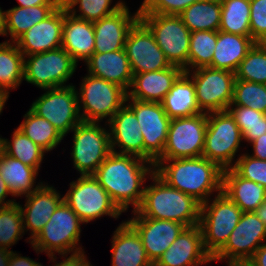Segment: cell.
<instances>
[{"instance_id": "cell-4", "label": "cell", "mask_w": 266, "mask_h": 266, "mask_svg": "<svg viewBox=\"0 0 266 266\" xmlns=\"http://www.w3.org/2000/svg\"><path fill=\"white\" fill-rule=\"evenodd\" d=\"M81 223H83L82 220L63 201L43 229L31 241L32 247L36 252H46L53 262L56 259L54 251L64 257L70 251L75 250L73 253L82 252V248L76 247L81 233Z\"/></svg>"}, {"instance_id": "cell-59", "label": "cell", "mask_w": 266, "mask_h": 266, "mask_svg": "<svg viewBox=\"0 0 266 266\" xmlns=\"http://www.w3.org/2000/svg\"><path fill=\"white\" fill-rule=\"evenodd\" d=\"M236 266H249L247 263H244V264H239V265H236Z\"/></svg>"}, {"instance_id": "cell-44", "label": "cell", "mask_w": 266, "mask_h": 266, "mask_svg": "<svg viewBox=\"0 0 266 266\" xmlns=\"http://www.w3.org/2000/svg\"><path fill=\"white\" fill-rule=\"evenodd\" d=\"M233 169L241 177L254 181L266 189V160L244 154L237 159Z\"/></svg>"}, {"instance_id": "cell-24", "label": "cell", "mask_w": 266, "mask_h": 266, "mask_svg": "<svg viewBox=\"0 0 266 266\" xmlns=\"http://www.w3.org/2000/svg\"><path fill=\"white\" fill-rule=\"evenodd\" d=\"M183 72L182 68L172 65L163 70L134 74L130 86L133 89L127 92L126 102L130 99L161 102Z\"/></svg>"}, {"instance_id": "cell-27", "label": "cell", "mask_w": 266, "mask_h": 266, "mask_svg": "<svg viewBox=\"0 0 266 266\" xmlns=\"http://www.w3.org/2000/svg\"><path fill=\"white\" fill-rule=\"evenodd\" d=\"M112 240V266H154L138 232L128 222L120 224Z\"/></svg>"}, {"instance_id": "cell-30", "label": "cell", "mask_w": 266, "mask_h": 266, "mask_svg": "<svg viewBox=\"0 0 266 266\" xmlns=\"http://www.w3.org/2000/svg\"><path fill=\"white\" fill-rule=\"evenodd\" d=\"M190 70L183 72L160 102L170 119L202 113L196 101L195 86Z\"/></svg>"}, {"instance_id": "cell-54", "label": "cell", "mask_w": 266, "mask_h": 266, "mask_svg": "<svg viewBox=\"0 0 266 266\" xmlns=\"http://www.w3.org/2000/svg\"><path fill=\"white\" fill-rule=\"evenodd\" d=\"M254 212L257 217L266 225V199Z\"/></svg>"}, {"instance_id": "cell-39", "label": "cell", "mask_w": 266, "mask_h": 266, "mask_svg": "<svg viewBox=\"0 0 266 266\" xmlns=\"http://www.w3.org/2000/svg\"><path fill=\"white\" fill-rule=\"evenodd\" d=\"M218 31H194L190 33L188 71L192 68L209 67L217 42Z\"/></svg>"}, {"instance_id": "cell-9", "label": "cell", "mask_w": 266, "mask_h": 266, "mask_svg": "<svg viewBox=\"0 0 266 266\" xmlns=\"http://www.w3.org/2000/svg\"><path fill=\"white\" fill-rule=\"evenodd\" d=\"M77 94H80L78 103H82L84 109L80 117L86 122H99L107 116L109 121L127 98V91L121 86L89 74L84 77Z\"/></svg>"}, {"instance_id": "cell-18", "label": "cell", "mask_w": 266, "mask_h": 266, "mask_svg": "<svg viewBox=\"0 0 266 266\" xmlns=\"http://www.w3.org/2000/svg\"><path fill=\"white\" fill-rule=\"evenodd\" d=\"M139 234L150 261L155 264L186 228L169 220L135 217L127 221Z\"/></svg>"}, {"instance_id": "cell-14", "label": "cell", "mask_w": 266, "mask_h": 266, "mask_svg": "<svg viewBox=\"0 0 266 266\" xmlns=\"http://www.w3.org/2000/svg\"><path fill=\"white\" fill-rule=\"evenodd\" d=\"M195 70L192 80L200 111L206 114L226 111L233 99L235 73L211 67H200Z\"/></svg>"}, {"instance_id": "cell-11", "label": "cell", "mask_w": 266, "mask_h": 266, "mask_svg": "<svg viewBox=\"0 0 266 266\" xmlns=\"http://www.w3.org/2000/svg\"><path fill=\"white\" fill-rule=\"evenodd\" d=\"M25 57H29L25 60ZM77 63L62 48L24 56V79L42 89L64 86L72 77Z\"/></svg>"}, {"instance_id": "cell-57", "label": "cell", "mask_w": 266, "mask_h": 266, "mask_svg": "<svg viewBox=\"0 0 266 266\" xmlns=\"http://www.w3.org/2000/svg\"><path fill=\"white\" fill-rule=\"evenodd\" d=\"M2 143H3V138H0V154L3 151V149H2Z\"/></svg>"}, {"instance_id": "cell-36", "label": "cell", "mask_w": 266, "mask_h": 266, "mask_svg": "<svg viewBox=\"0 0 266 266\" xmlns=\"http://www.w3.org/2000/svg\"><path fill=\"white\" fill-rule=\"evenodd\" d=\"M24 117V121L18 128L45 151H51L63 140L64 137L48 120L40 117L31 109Z\"/></svg>"}, {"instance_id": "cell-5", "label": "cell", "mask_w": 266, "mask_h": 266, "mask_svg": "<svg viewBox=\"0 0 266 266\" xmlns=\"http://www.w3.org/2000/svg\"><path fill=\"white\" fill-rule=\"evenodd\" d=\"M208 204L209 201L201 204L199 225L204 248L213 258L227 243L243 211L223 192H218L211 205Z\"/></svg>"}, {"instance_id": "cell-23", "label": "cell", "mask_w": 266, "mask_h": 266, "mask_svg": "<svg viewBox=\"0 0 266 266\" xmlns=\"http://www.w3.org/2000/svg\"><path fill=\"white\" fill-rule=\"evenodd\" d=\"M58 192L51 186L41 182L40 186L32 193L26 195L25 209H20L23 217L24 231L31 232L29 239H34L43 229L44 225L50 220L51 215L56 208L64 201V197H60Z\"/></svg>"}, {"instance_id": "cell-3", "label": "cell", "mask_w": 266, "mask_h": 266, "mask_svg": "<svg viewBox=\"0 0 266 266\" xmlns=\"http://www.w3.org/2000/svg\"><path fill=\"white\" fill-rule=\"evenodd\" d=\"M154 185L144 188L140 206L133 211L136 217L169 220L192 227L200 223L201 204L167 185L155 173L151 175Z\"/></svg>"}, {"instance_id": "cell-13", "label": "cell", "mask_w": 266, "mask_h": 266, "mask_svg": "<svg viewBox=\"0 0 266 266\" xmlns=\"http://www.w3.org/2000/svg\"><path fill=\"white\" fill-rule=\"evenodd\" d=\"M207 114L170 120L163 154L158 159H181L202 156Z\"/></svg>"}, {"instance_id": "cell-48", "label": "cell", "mask_w": 266, "mask_h": 266, "mask_svg": "<svg viewBox=\"0 0 266 266\" xmlns=\"http://www.w3.org/2000/svg\"><path fill=\"white\" fill-rule=\"evenodd\" d=\"M253 145L254 158L266 160V133L251 142Z\"/></svg>"}, {"instance_id": "cell-16", "label": "cell", "mask_w": 266, "mask_h": 266, "mask_svg": "<svg viewBox=\"0 0 266 266\" xmlns=\"http://www.w3.org/2000/svg\"><path fill=\"white\" fill-rule=\"evenodd\" d=\"M127 106L135 113L144 139V159L151 163L163 154L170 124L160 102L131 99Z\"/></svg>"}, {"instance_id": "cell-50", "label": "cell", "mask_w": 266, "mask_h": 266, "mask_svg": "<svg viewBox=\"0 0 266 266\" xmlns=\"http://www.w3.org/2000/svg\"><path fill=\"white\" fill-rule=\"evenodd\" d=\"M19 7H32L40 5H61L62 0H17Z\"/></svg>"}, {"instance_id": "cell-7", "label": "cell", "mask_w": 266, "mask_h": 266, "mask_svg": "<svg viewBox=\"0 0 266 266\" xmlns=\"http://www.w3.org/2000/svg\"><path fill=\"white\" fill-rule=\"evenodd\" d=\"M241 139L240 128L227 110L208 113L202 156L222 170L233 168L232 159Z\"/></svg>"}, {"instance_id": "cell-37", "label": "cell", "mask_w": 266, "mask_h": 266, "mask_svg": "<svg viewBox=\"0 0 266 266\" xmlns=\"http://www.w3.org/2000/svg\"><path fill=\"white\" fill-rule=\"evenodd\" d=\"M11 141L12 143L3 139V152L38 171L46 151L29 139L19 128L13 132Z\"/></svg>"}, {"instance_id": "cell-19", "label": "cell", "mask_w": 266, "mask_h": 266, "mask_svg": "<svg viewBox=\"0 0 266 266\" xmlns=\"http://www.w3.org/2000/svg\"><path fill=\"white\" fill-rule=\"evenodd\" d=\"M213 261L203 245L200 225L186 227L154 266H198Z\"/></svg>"}, {"instance_id": "cell-10", "label": "cell", "mask_w": 266, "mask_h": 266, "mask_svg": "<svg viewBox=\"0 0 266 266\" xmlns=\"http://www.w3.org/2000/svg\"><path fill=\"white\" fill-rule=\"evenodd\" d=\"M75 89L73 85L46 89L48 91L33 102L30 108L48 120L63 137L82 121Z\"/></svg>"}, {"instance_id": "cell-15", "label": "cell", "mask_w": 266, "mask_h": 266, "mask_svg": "<svg viewBox=\"0 0 266 266\" xmlns=\"http://www.w3.org/2000/svg\"><path fill=\"white\" fill-rule=\"evenodd\" d=\"M266 238V225L255 212H243L225 246L212 260L228 259L229 266L247 263Z\"/></svg>"}, {"instance_id": "cell-2", "label": "cell", "mask_w": 266, "mask_h": 266, "mask_svg": "<svg viewBox=\"0 0 266 266\" xmlns=\"http://www.w3.org/2000/svg\"><path fill=\"white\" fill-rule=\"evenodd\" d=\"M169 162L172 163L164 165ZM154 173L167 185L192 196L200 204L208 201L212 192H222L223 170L203 156L157 159Z\"/></svg>"}, {"instance_id": "cell-42", "label": "cell", "mask_w": 266, "mask_h": 266, "mask_svg": "<svg viewBox=\"0 0 266 266\" xmlns=\"http://www.w3.org/2000/svg\"><path fill=\"white\" fill-rule=\"evenodd\" d=\"M111 2L112 0H62V4L71 15L90 22L107 17L125 5L123 2H118L112 8H109ZM77 4L81 12L79 15H76L74 9Z\"/></svg>"}, {"instance_id": "cell-53", "label": "cell", "mask_w": 266, "mask_h": 266, "mask_svg": "<svg viewBox=\"0 0 266 266\" xmlns=\"http://www.w3.org/2000/svg\"><path fill=\"white\" fill-rule=\"evenodd\" d=\"M10 254V250L0 247V266H9Z\"/></svg>"}, {"instance_id": "cell-58", "label": "cell", "mask_w": 266, "mask_h": 266, "mask_svg": "<svg viewBox=\"0 0 266 266\" xmlns=\"http://www.w3.org/2000/svg\"><path fill=\"white\" fill-rule=\"evenodd\" d=\"M32 266H43V265L39 264L38 262H35Z\"/></svg>"}, {"instance_id": "cell-46", "label": "cell", "mask_w": 266, "mask_h": 266, "mask_svg": "<svg viewBox=\"0 0 266 266\" xmlns=\"http://www.w3.org/2000/svg\"><path fill=\"white\" fill-rule=\"evenodd\" d=\"M250 30L255 42L266 43V0H250Z\"/></svg>"}, {"instance_id": "cell-29", "label": "cell", "mask_w": 266, "mask_h": 266, "mask_svg": "<svg viewBox=\"0 0 266 266\" xmlns=\"http://www.w3.org/2000/svg\"><path fill=\"white\" fill-rule=\"evenodd\" d=\"M255 44L252 37L218 31L217 42L209 67L236 72L240 62Z\"/></svg>"}, {"instance_id": "cell-38", "label": "cell", "mask_w": 266, "mask_h": 266, "mask_svg": "<svg viewBox=\"0 0 266 266\" xmlns=\"http://www.w3.org/2000/svg\"><path fill=\"white\" fill-rule=\"evenodd\" d=\"M236 80L266 84V43L255 42L235 72Z\"/></svg>"}, {"instance_id": "cell-8", "label": "cell", "mask_w": 266, "mask_h": 266, "mask_svg": "<svg viewBox=\"0 0 266 266\" xmlns=\"http://www.w3.org/2000/svg\"><path fill=\"white\" fill-rule=\"evenodd\" d=\"M64 201L83 223L103 215L118 218L122 212L93 175H81L70 183Z\"/></svg>"}, {"instance_id": "cell-22", "label": "cell", "mask_w": 266, "mask_h": 266, "mask_svg": "<svg viewBox=\"0 0 266 266\" xmlns=\"http://www.w3.org/2000/svg\"><path fill=\"white\" fill-rule=\"evenodd\" d=\"M110 125V147L111 151L118 154L134 155L144 159V139L141 134V127L135 113L123 105L114 116L108 121ZM121 149L115 151V146Z\"/></svg>"}, {"instance_id": "cell-35", "label": "cell", "mask_w": 266, "mask_h": 266, "mask_svg": "<svg viewBox=\"0 0 266 266\" xmlns=\"http://www.w3.org/2000/svg\"><path fill=\"white\" fill-rule=\"evenodd\" d=\"M10 41L0 43V88L16 89L24 79V55Z\"/></svg>"}, {"instance_id": "cell-43", "label": "cell", "mask_w": 266, "mask_h": 266, "mask_svg": "<svg viewBox=\"0 0 266 266\" xmlns=\"http://www.w3.org/2000/svg\"><path fill=\"white\" fill-rule=\"evenodd\" d=\"M19 203L0 208V247L8 249L24 233Z\"/></svg>"}, {"instance_id": "cell-32", "label": "cell", "mask_w": 266, "mask_h": 266, "mask_svg": "<svg viewBox=\"0 0 266 266\" xmlns=\"http://www.w3.org/2000/svg\"><path fill=\"white\" fill-rule=\"evenodd\" d=\"M191 31H219L221 0H199L179 14Z\"/></svg>"}, {"instance_id": "cell-47", "label": "cell", "mask_w": 266, "mask_h": 266, "mask_svg": "<svg viewBox=\"0 0 266 266\" xmlns=\"http://www.w3.org/2000/svg\"><path fill=\"white\" fill-rule=\"evenodd\" d=\"M82 252L72 253L63 262L57 263L54 266H92L90 262L86 260L85 254Z\"/></svg>"}, {"instance_id": "cell-25", "label": "cell", "mask_w": 266, "mask_h": 266, "mask_svg": "<svg viewBox=\"0 0 266 266\" xmlns=\"http://www.w3.org/2000/svg\"><path fill=\"white\" fill-rule=\"evenodd\" d=\"M61 47L77 63L85 62L92 56L95 48L93 22L71 15L63 5V32Z\"/></svg>"}, {"instance_id": "cell-31", "label": "cell", "mask_w": 266, "mask_h": 266, "mask_svg": "<svg viewBox=\"0 0 266 266\" xmlns=\"http://www.w3.org/2000/svg\"><path fill=\"white\" fill-rule=\"evenodd\" d=\"M38 171L31 166L23 164L3 151L0 154V175L5 181L12 196L28 195L34 192L40 185L34 186Z\"/></svg>"}, {"instance_id": "cell-45", "label": "cell", "mask_w": 266, "mask_h": 266, "mask_svg": "<svg viewBox=\"0 0 266 266\" xmlns=\"http://www.w3.org/2000/svg\"><path fill=\"white\" fill-rule=\"evenodd\" d=\"M199 0H144L139 13L179 15L191 4Z\"/></svg>"}, {"instance_id": "cell-28", "label": "cell", "mask_w": 266, "mask_h": 266, "mask_svg": "<svg viewBox=\"0 0 266 266\" xmlns=\"http://www.w3.org/2000/svg\"><path fill=\"white\" fill-rule=\"evenodd\" d=\"M222 192L243 212H254L266 199V189L241 177L233 168L223 170Z\"/></svg>"}, {"instance_id": "cell-26", "label": "cell", "mask_w": 266, "mask_h": 266, "mask_svg": "<svg viewBox=\"0 0 266 266\" xmlns=\"http://www.w3.org/2000/svg\"><path fill=\"white\" fill-rule=\"evenodd\" d=\"M86 63L89 75L113 82L127 92L130 91L133 74L124 49L93 53Z\"/></svg>"}, {"instance_id": "cell-17", "label": "cell", "mask_w": 266, "mask_h": 266, "mask_svg": "<svg viewBox=\"0 0 266 266\" xmlns=\"http://www.w3.org/2000/svg\"><path fill=\"white\" fill-rule=\"evenodd\" d=\"M124 50L133 75L172 66L156 43L153 33L140 19L130 29Z\"/></svg>"}, {"instance_id": "cell-56", "label": "cell", "mask_w": 266, "mask_h": 266, "mask_svg": "<svg viewBox=\"0 0 266 266\" xmlns=\"http://www.w3.org/2000/svg\"><path fill=\"white\" fill-rule=\"evenodd\" d=\"M0 35H7L6 33V23H5V12L0 8Z\"/></svg>"}, {"instance_id": "cell-40", "label": "cell", "mask_w": 266, "mask_h": 266, "mask_svg": "<svg viewBox=\"0 0 266 266\" xmlns=\"http://www.w3.org/2000/svg\"><path fill=\"white\" fill-rule=\"evenodd\" d=\"M227 111L234 118L244 140L251 143L258 137L266 133V114L251 108L235 105Z\"/></svg>"}, {"instance_id": "cell-51", "label": "cell", "mask_w": 266, "mask_h": 266, "mask_svg": "<svg viewBox=\"0 0 266 266\" xmlns=\"http://www.w3.org/2000/svg\"><path fill=\"white\" fill-rule=\"evenodd\" d=\"M35 263L29 257L18 256V254L11 251L9 258V266H32Z\"/></svg>"}, {"instance_id": "cell-6", "label": "cell", "mask_w": 266, "mask_h": 266, "mask_svg": "<svg viewBox=\"0 0 266 266\" xmlns=\"http://www.w3.org/2000/svg\"><path fill=\"white\" fill-rule=\"evenodd\" d=\"M140 20L153 33L156 43L171 65L188 72L191 31L179 15L139 13Z\"/></svg>"}, {"instance_id": "cell-55", "label": "cell", "mask_w": 266, "mask_h": 266, "mask_svg": "<svg viewBox=\"0 0 266 266\" xmlns=\"http://www.w3.org/2000/svg\"><path fill=\"white\" fill-rule=\"evenodd\" d=\"M8 97H9V91L0 88V114Z\"/></svg>"}, {"instance_id": "cell-49", "label": "cell", "mask_w": 266, "mask_h": 266, "mask_svg": "<svg viewBox=\"0 0 266 266\" xmlns=\"http://www.w3.org/2000/svg\"><path fill=\"white\" fill-rule=\"evenodd\" d=\"M249 266H266V244L256 250L252 258L247 262Z\"/></svg>"}, {"instance_id": "cell-52", "label": "cell", "mask_w": 266, "mask_h": 266, "mask_svg": "<svg viewBox=\"0 0 266 266\" xmlns=\"http://www.w3.org/2000/svg\"><path fill=\"white\" fill-rule=\"evenodd\" d=\"M8 194H11V193L9 192L5 181L2 179L0 175V208L7 207L9 205L16 203L12 200H8L6 202L4 201Z\"/></svg>"}, {"instance_id": "cell-33", "label": "cell", "mask_w": 266, "mask_h": 266, "mask_svg": "<svg viewBox=\"0 0 266 266\" xmlns=\"http://www.w3.org/2000/svg\"><path fill=\"white\" fill-rule=\"evenodd\" d=\"M60 5H40L32 7H13L5 11L6 33L11 35L14 43L27 30L45 20Z\"/></svg>"}, {"instance_id": "cell-21", "label": "cell", "mask_w": 266, "mask_h": 266, "mask_svg": "<svg viewBox=\"0 0 266 266\" xmlns=\"http://www.w3.org/2000/svg\"><path fill=\"white\" fill-rule=\"evenodd\" d=\"M139 19V11L131 16L128 7L124 5L115 13L93 22L95 33L94 53L124 49L128 33Z\"/></svg>"}, {"instance_id": "cell-41", "label": "cell", "mask_w": 266, "mask_h": 266, "mask_svg": "<svg viewBox=\"0 0 266 266\" xmlns=\"http://www.w3.org/2000/svg\"><path fill=\"white\" fill-rule=\"evenodd\" d=\"M238 105L266 114V84L235 80L230 106Z\"/></svg>"}, {"instance_id": "cell-20", "label": "cell", "mask_w": 266, "mask_h": 266, "mask_svg": "<svg viewBox=\"0 0 266 266\" xmlns=\"http://www.w3.org/2000/svg\"><path fill=\"white\" fill-rule=\"evenodd\" d=\"M63 4L45 20L35 24L15 44L24 56L57 49L62 44Z\"/></svg>"}, {"instance_id": "cell-1", "label": "cell", "mask_w": 266, "mask_h": 266, "mask_svg": "<svg viewBox=\"0 0 266 266\" xmlns=\"http://www.w3.org/2000/svg\"><path fill=\"white\" fill-rule=\"evenodd\" d=\"M145 163H149L152 168L154 166L134 155L111 152L93 174L122 212L129 208V204L134 206V211L141 204L144 188L140 187L146 175L154 173V168L151 170V166L146 167Z\"/></svg>"}, {"instance_id": "cell-12", "label": "cell", "mask_w": 266, "mask_h": 266, "mask_svg": "<svg viewBox=\"0 0 266 266\" xmlns=\"http://www.w3.org/2000/svg\"><path fill=\"white\" fill-rule=\"evenodd\" d=\"M72 157L81 175H93L112 152L109 132L98 122L81 121L75 128Z\"/></svg>"}, {"instance_id": "cell-34", "label": "cell", "mask_w": 266, "mask_h": 266, "mask_svg": "<svg viewBox=\"0 0 266 266\" xmlns=\"http://www.w3.org/2000/svg\"><path fill=\"white\" fill-rule=\"evenodd\" d=\"M219 30L251 37L250 0H221Z\"/></svg>"}]
</instances>
